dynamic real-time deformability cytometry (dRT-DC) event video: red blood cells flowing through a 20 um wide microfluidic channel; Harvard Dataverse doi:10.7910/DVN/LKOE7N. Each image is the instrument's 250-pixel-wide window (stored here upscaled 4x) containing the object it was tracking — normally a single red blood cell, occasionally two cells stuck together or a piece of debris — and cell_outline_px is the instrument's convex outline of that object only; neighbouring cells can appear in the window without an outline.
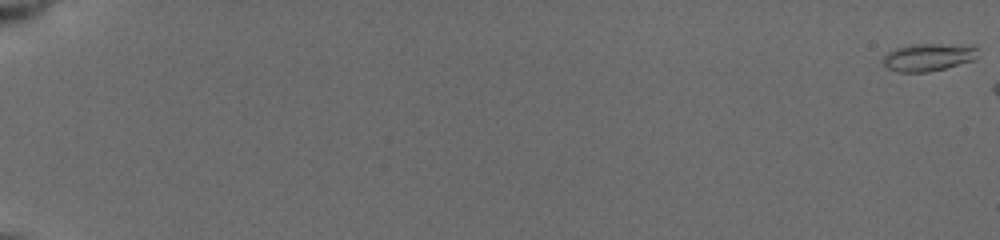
{"species": "common noctule bat (a hibernating species)", "species_latin": "Nyctalus noctula", "temperature_condition": "cold", "stored_images_in_passage": 14, "camera_frame_rate_fps": 3000, "um_per_image_px": 0.085, "animal": {"sex": "female", "body_mass_g": 19.5, "forearm_length_mm": 54.1}, "frame": {"image": 1, "passage_image": 1, "time_ms": 0.0, "image_size_px": [1000, 240], "cell_outline_px": [[980, 56], [976, 60], [928, 72], [900, 72], [888, 68], [880, 60], [888, 52], [896, 48], [908, 44], [976, 44]], "centroid_in_image_um": [78.99, 4.84], "position_along_channel_um": 6.0, "area_um2": 15.72}}